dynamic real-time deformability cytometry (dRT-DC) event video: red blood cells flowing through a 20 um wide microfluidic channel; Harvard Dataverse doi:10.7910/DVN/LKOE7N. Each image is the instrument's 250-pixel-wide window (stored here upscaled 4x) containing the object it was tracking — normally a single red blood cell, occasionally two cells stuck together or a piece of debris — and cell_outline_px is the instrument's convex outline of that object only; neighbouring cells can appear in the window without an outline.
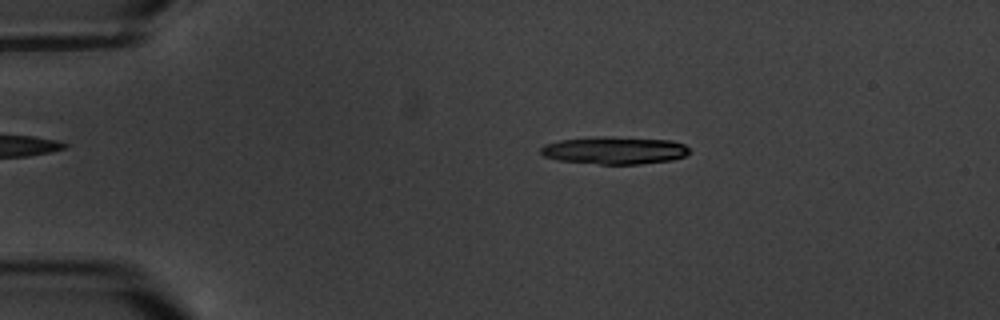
{"species": "common noctule bat (a hibernating species)", "species_latin": "Nyctalus noctula", "temperature_condition": "warm", "stored_images_in_passage": 6, "camera_frame_rate_fps": 3000, "um_per_image_px": 0.085, "animal": {"sex": "male", "body_mass_g": 20.1, "forearm_length_mm": 53.5}, "frame": {"image": 1, "passage_image": 3, "time_ms": 2.333, "image_size_px": [1000, 320], "cell_outline_px": [[688, 152], [684, 156], [672, 160], [640, 164], [600, 164], [556, 160], [544, 156], [540, 152], [540, 148], [544, 144], [560, 140], [596, 136], [672, 140], [684, 144], [688, 148]], "centroid_in_image_um": [52.2, 12.78], "position_along_channel_um": 32.8, "area_um2": 23.81}}
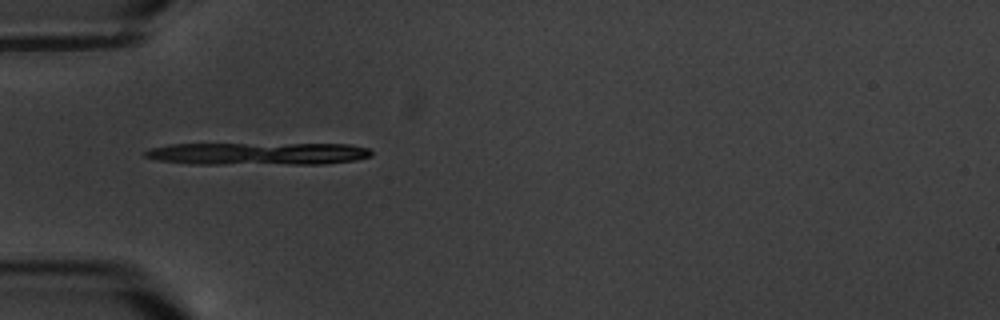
{"frame": {"image": 2, "passage_image": 5, "time_ms": 4.667, "image_size_px": [1000, 320], "cell_outline_px": [[372, 156], [356, 160], [324, 164], [188, 164], [156, 160], [144, 156], [144, 152], [148, 148], [168, 144], [352, 144], [368, 148], [372, 152]], "centroid_in_image_um": [21.9, 13.06], "position_along_channel_um": 63.1, "area_um2": 29.94}}